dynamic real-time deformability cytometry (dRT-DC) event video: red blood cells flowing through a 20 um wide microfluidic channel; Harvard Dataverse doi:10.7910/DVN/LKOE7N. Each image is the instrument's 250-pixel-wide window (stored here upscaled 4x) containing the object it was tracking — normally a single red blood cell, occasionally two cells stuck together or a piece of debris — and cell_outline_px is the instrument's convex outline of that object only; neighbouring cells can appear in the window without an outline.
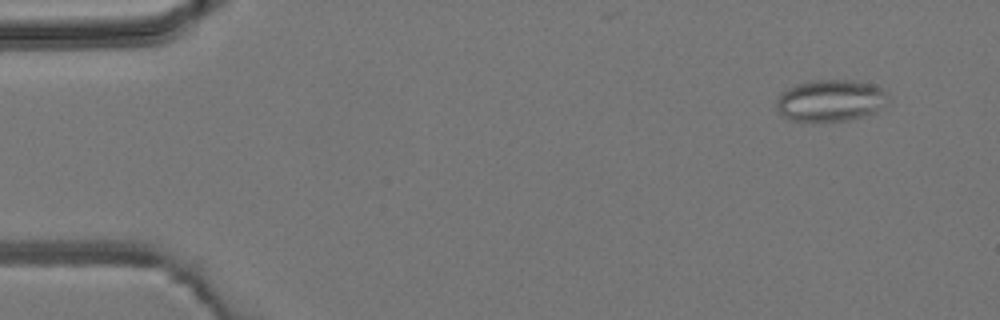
{"species": "common noctule bat (a hibernating species)", "species_latin": "Nyctalus noctula", "temperature_condition": "room temperature", "stored_images_in_passage": 4, "camera_frame_rate_fps": 3000, "um_per_image_px": 0.085, "animal": {"sex": "male", "body_mass_g": 19.2, "forearm_length_mm": 51.8}, "frame": {"image": 1, "passage_image": 2, "time_ms": 1.0, "image_size_px": [1000, 320], "cell_outline_px": [[888, 104], [876, 112], [848, 120], [788, 120], [776, 108], [776, 100], [780, 92], [796, 84], [812, 80], [856, 80], [872, 84], [884, 88], [888, 92]], "centroid_in_image_um": [70.63, 8.52], "position_along_channel_um": 14.4, "area_um2": 27.34}}